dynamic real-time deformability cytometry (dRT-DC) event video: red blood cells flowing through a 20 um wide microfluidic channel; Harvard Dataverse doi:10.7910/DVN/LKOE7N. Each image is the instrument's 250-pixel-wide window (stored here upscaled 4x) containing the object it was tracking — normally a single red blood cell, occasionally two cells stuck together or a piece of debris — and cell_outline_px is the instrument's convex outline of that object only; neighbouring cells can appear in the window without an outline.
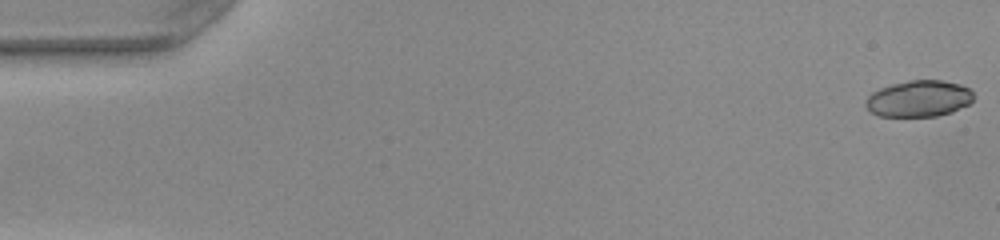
{"species": "common noctule bat (a hibernating species)", "species_latin": "Nyctalus noctula", "temperature_condition": "warm", "stored_images_in_passage": 51, "camera_frame_rate_fps": 3000, "um_per_image_px": 0.085, "animal": {"sex": "female", "body_mass_g": 22.0, "forearm_length_mm": 56.7}, "frame": {"image": 1, "passage_image": 1, "time_ms": 0.0, "image_size_px": [1000, 240], "cell_outline_px": [[972, 100], [968, 104], [952, 112], [936, 116], [876, 116], [864, 104], [868, 96], [872, 92], [880, 88], [892, 84], [908, 80], [940, 80], [960, 84], [968, 88], [972, 92]], "centroid_in_image_um": [78.08, 8.38], "position_along_channel_um": 6.9, "area_um2": 22.77}}
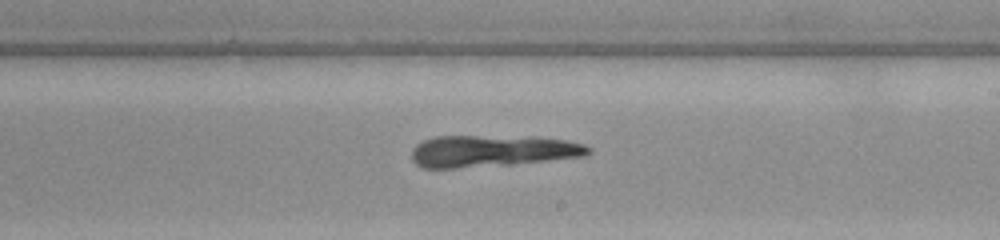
{"frame": {"image": 2, "passage_image": 30, "time_ms": 9.667, "image_size_px": [1000, 240], "cell_outline_px": [[592, 152], [584, 156], [512, 164], [456, 168], [424, 168], [416, 164], [412, 160], [412, 148], [416, 144], [424, 140], [436, 136], [536, 136], [564, 140], [584, 144], [592, 148]], "centroid_in_image_um": [41.84, 12.82], "position_along_channel_um": 247.2, "area_um2": 32.89}}
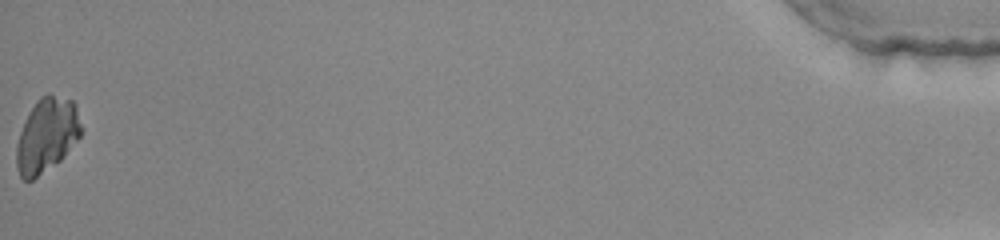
{"frame": {"image": 3, "passage_image": 51, "time_ms": 16.667, "image_size_px": [1000, 240], "cell_outline_px": [[80, 136], [60, 160], [32, 180], [24, 180], [20, 176], [16, 168], [16, 148], [20, 132], [36, 100], [40, 96], [48, 92], [72, 100], [76, 104], [80, 124]], "centroid_in_image_um": [3.96, 11.47], "position_along_channel_um": 431.2, "area_um2": 27.69}}